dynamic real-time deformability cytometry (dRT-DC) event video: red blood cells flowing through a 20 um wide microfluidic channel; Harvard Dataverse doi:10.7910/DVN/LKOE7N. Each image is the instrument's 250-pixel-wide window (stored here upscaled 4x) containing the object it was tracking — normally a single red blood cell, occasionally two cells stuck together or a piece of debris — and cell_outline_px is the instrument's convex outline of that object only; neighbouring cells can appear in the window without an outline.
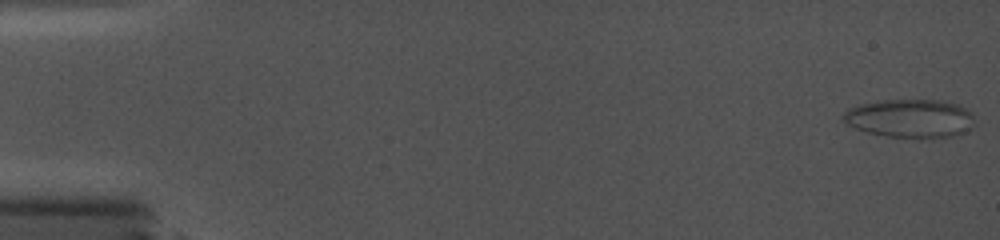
{"species": "common noctule bat (a hibernating species)", "species_latin": "Nyctalus noctula", "temperature_condition": "cold", "stored_images_in_passage": 63, "camera_frame_rate_fps": 5000, "um_per_image_px": 0.085, "animal": {"sex": "female", "body_mass_g": 19.0, "forearm_length_mm": 56.7}, "frame": {"image": 1, "passage_image": 1, "time_ms": 0.0, "image_size_px": [1000, 240], "cell_outline_px": [[972, 128], [952, 136], [888, 136], [868, 132], [856, 128], [848, 124], [840, 116], [848, 108], [860, 104], [880, 100], [940, 100], [956, 104], [972, 112]], "centroid_in_image_um": [77.32, 10.03], "position_along_channel_um": 7.7, "area_um2": 28.78}}
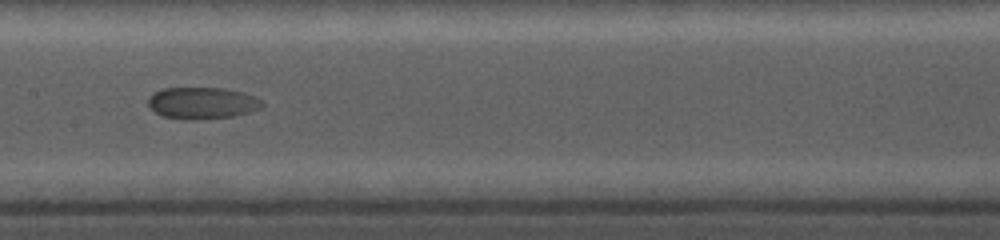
{"frame": {"image": 2, "passage_image": 39, "time_ms": 9.6, "image_size_px": [1000, 240], "cell_outline_px": [[264, 104], [260, 108], [236, 116], [200, 120], [188, 120], [164, 116], [156, 112], [148, 104], [148, 96], [152, 92], [164, 88], [224, 88], [256, 96], [264, 100]], "centroid_in_image_um": [17.2, 8.76], "position_along_channel_um": 190.2, "area_um2": 21.27}}
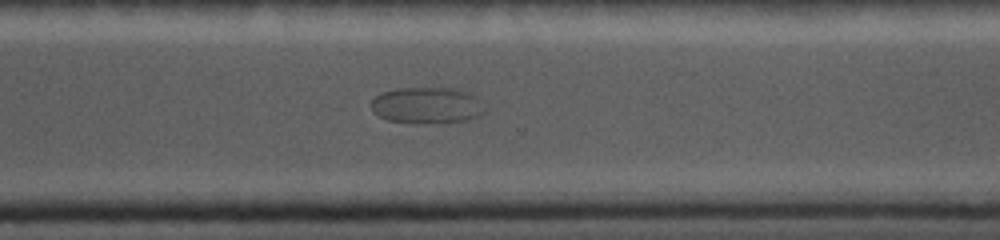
{"frame": {"image": 3, "passage_image": 55, "time_ms": 13.6, "image_size_px": [1000, 240], "cell_outline_px": [[484, 116], [468, 120], [432, 124], [416, 124], [388, 120], [372, 112], [372, 100], [380, 92], [400, 88], [460, 88], [472, 92], [476, 96], [484, 108]], "centroid_in_image_um": [36.34, 8.96], "position_along_channel_um": 334.3, "area_um2": 24.68}, "authors_computed_cell_mechanics": {"area_um2": 22.542, "velocity_mm_per_s": 3.6018, "shape_relaxation_time_tau1_ms": null, "shape_relaxation_time_tau2_ms": 2.1482, "deformation_change_tau1": null, "deformation_change_tau2": null}}